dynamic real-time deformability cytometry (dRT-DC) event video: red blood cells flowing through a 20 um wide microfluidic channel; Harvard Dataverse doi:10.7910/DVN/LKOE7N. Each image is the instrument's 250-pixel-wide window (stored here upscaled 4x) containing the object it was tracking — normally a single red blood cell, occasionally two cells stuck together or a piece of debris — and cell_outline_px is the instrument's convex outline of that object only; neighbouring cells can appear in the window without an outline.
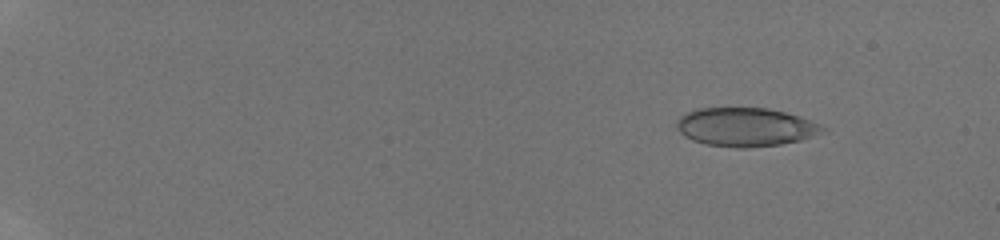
{"species": "human", "species_latin": "Homo sapiens", "temperature_condition": "room temperature", "stored_images_in_passage": 52, "camera_frame_rate_fps": 3000, "um_per_image_px": 0.085, "donor": {"sex": "male"}, "frame": {"image": 1, "passage_image": 7, "time_ms": 2.0, "image_size_px": [1000, 240], "cell_outline_px": [[828, 132], [800, 140], [780, 144], [744, 148], [736, 148], [704, 144], [692, 140], [684, 136], [676, 128], [676, 120], [680, 116], [688, 112], [700, 108], [768, 108], [800, 116], [820, 124], [828, 128]], "centroid_in_image_um": [63.4, 10.8], "position_along_channel_um": 21.6, "area_um2": 33.12}}
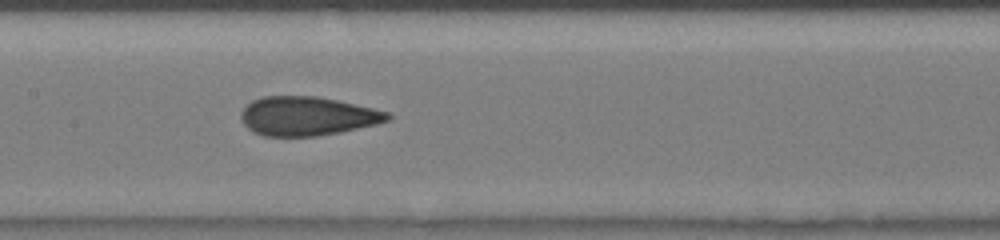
{"frame": {"image": 2, "passage_image": 30, "time_ms": 9.667, "image_size_px": [1000, 240], "cell_outline_px": [[392, 120], [376, 124], [340, 132], [316, 136], [264, 136], [252, 132], [240, 120], [240, 112], [252, 100], [264, 96], [316, 96], [336, 100], [372, 108], [388, 112], [392, 116]], "centroid_in_image_um": [26.1, 9.87], "position_along_channel_um": 181.3, "area_um2": 33.29}}
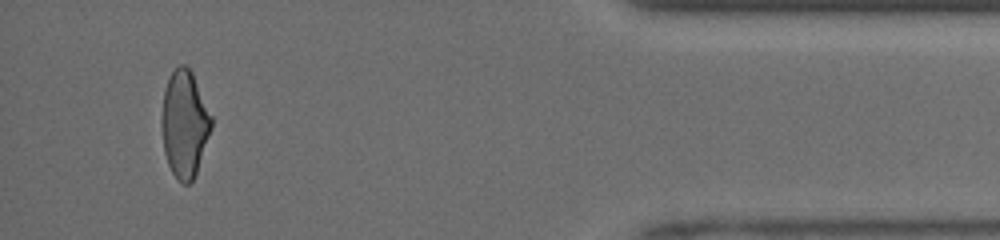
{"frame": {"image": 3, "passage_image": 50, "time_ms": 16.333, "image_size_px": [1000, 240], "cell_outline_px": [[212, 128], [196, 172], [192, 180], [188, 184], [184, 184], [176, 180], [168, 164], [164, 152], [160, 124], [164, 88], [172, 72], [180, 64], [184, 64], [192, 72], [212, 116]], "centroid_in_image_um": [15.67, 10.54], "position_along_channel_um": 419.5, "area_um2": 31.04}, "authors_computed_cell_mechanics": {"area_um2": 33.1772, "velocity_mm_per_s": 4.2222, "shape_relaxation_time_tau1_ms": null, "shape_relaxation_time_tau2_ms": 1.0289, "deformation_change_tau1": null, "deformation_change_tau2": 0.0704}}